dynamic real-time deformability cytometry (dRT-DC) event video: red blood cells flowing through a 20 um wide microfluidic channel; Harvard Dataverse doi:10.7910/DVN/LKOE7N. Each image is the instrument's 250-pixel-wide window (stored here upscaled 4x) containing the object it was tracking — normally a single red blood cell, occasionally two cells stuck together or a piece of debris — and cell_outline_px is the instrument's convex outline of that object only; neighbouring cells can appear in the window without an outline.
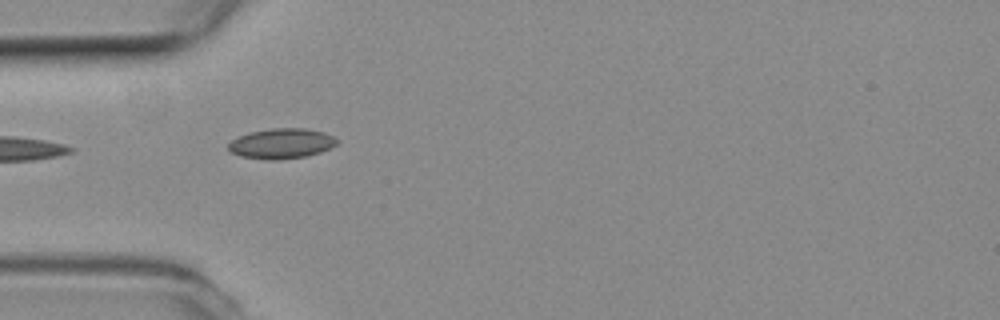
{"species": "common noctule bat (a hibernating species)", "species_latin": "Nyctalus noctula", "temperature_condition": "room temperature", "stored_images_in_passage": 5, "camera_frame_rate_fps": 3000, "um_per_image_px": 0.085, "animal": {"sex": "female", "body_mass_g": 19.3, "forearm_length_mm": 54.1}, "frame": {"image": 1, "passage_image": 4, "time_ms": 1.0, "image_size_px": [1000, 320], "cell_outline_px": [[340, 140], [336, 144], [320, 152], [304, 156], [280, 160], [268, 160], [240, 156], [228, 152], [228, 144], [232, 140], [248, 132], [272, 128], [304, 128], [324, 132]], "centroid_in_image_um": [23.89, 12.2], "position_along_channel_um": 61.1, "area_um2": 19.13}}
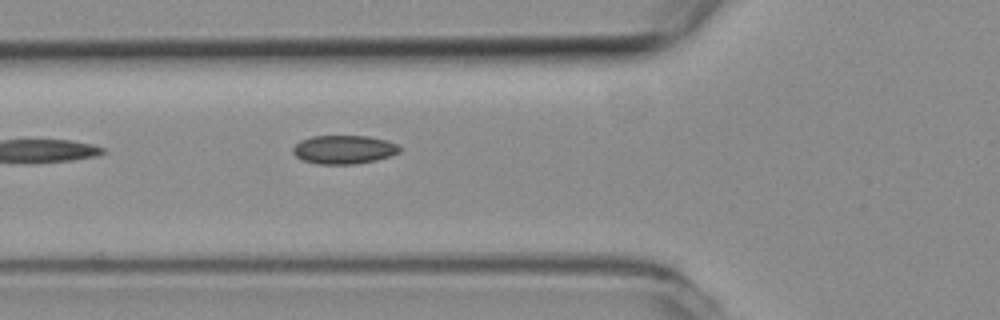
{"frame": {"image": 2, "passage_image": 5, "time_ms": 1.333, "image_size_px": [1000, 320], "cell_outline_px": [[404, 148], [400, 152], [392, 156], [376, 160], [356, 164], [316, 164], [304, 160], [296, 156], [292, 152], [292, 148], [300, 140], [312, 136], [368, 136], [388, 140]], "centroid_in_image_um": [29.27, 12.71], "position_along_channel_um": 96.5, "area_um2": 18.03}}